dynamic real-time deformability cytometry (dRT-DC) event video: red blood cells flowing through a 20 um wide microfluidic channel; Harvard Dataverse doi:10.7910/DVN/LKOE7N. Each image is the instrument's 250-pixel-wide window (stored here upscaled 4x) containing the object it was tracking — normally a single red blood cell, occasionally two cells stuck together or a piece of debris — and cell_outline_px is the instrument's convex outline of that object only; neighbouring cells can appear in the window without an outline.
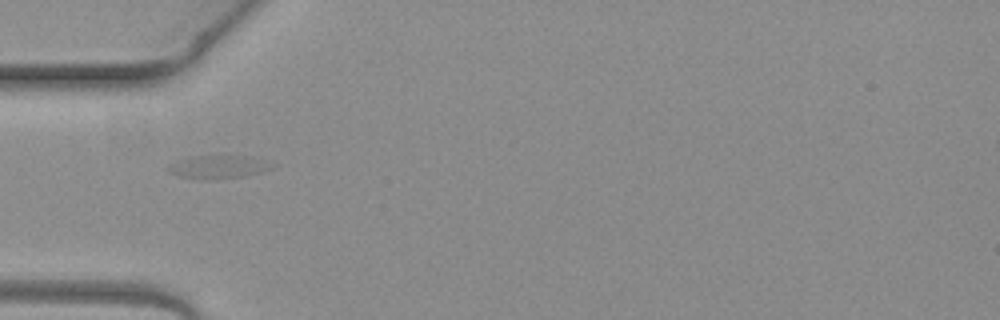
{"species": "common noctule bat (a hibernating species)", "species_latin": "Nyctalus noctula", "temperature_condition": "warm", "stored_images_in_passage": 2, "camera_frame_rate_fps": 3000, "um_per_image_px": 0.085, "animal": {"sex": "female", "body_mass_g": 19.3, "forearm_length_mm": 54.1}, "frame": {"image": 1, "passage_image": 1, "time_ms": 0.0, "image_size_px": [1000, 320], "cell_outline_px": [[272, 168], [260, 172], [244, 176], [212, 180], [176, 176], [168, 172], [164, 168], [180, 160], [196, 156], [252, 156]], "centroid_in_image_um": [18.43, 14.21], "position_along_channel_um": 66.6, "area_um2": 13.53}}
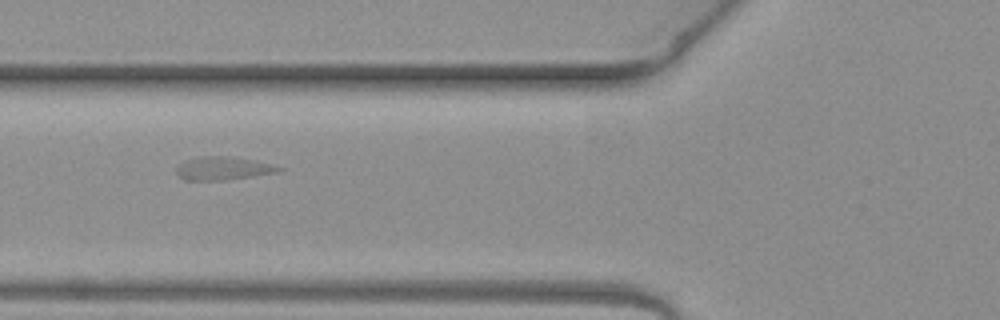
{"frame": {"image": 2, "passage_image": 2, "time_ms": 0.333, "image_size_px": [1000, 320], "cell_outline_px": [[284, 168], [280, 172], [224, 180], [184, 180], [176, 172], [176, 168], [180, 164], [188, 160], [200, 156], [228, 156], [256, 160]], "centroid_in_image_um": [18.99, 14.31], "position_along_channel_um": 106.8, "area_um2": 13.76}}